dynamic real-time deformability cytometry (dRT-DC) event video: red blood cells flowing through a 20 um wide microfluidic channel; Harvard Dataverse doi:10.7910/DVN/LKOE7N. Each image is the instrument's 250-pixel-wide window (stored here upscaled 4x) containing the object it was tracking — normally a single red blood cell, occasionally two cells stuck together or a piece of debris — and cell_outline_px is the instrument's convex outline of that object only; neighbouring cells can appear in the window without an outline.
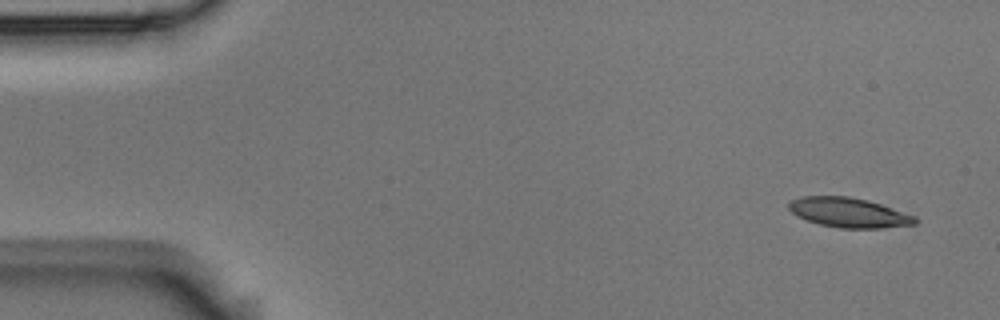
{"species": "Egyptian fruit bat (a non-hibernating species)", "species_latin": "Rousettus aegyptiacus", "temperature_condition": "room temperature", "stored_images_in_passage": 10, "camera_frame_rate_fps": 3000, "um_per_image_px": 0.085, "animal": {"sex": "male"}, "frame": {"image": 1, "passage_image": 1, "time_ms": 0.0, "image_size_px": [1000, 320], "cell_outline_px": [[916, 224], [880, 228], [840, 228], [820, 224], [796, 216], [788, 208], [788, 204], [792, 200], [800, 196], [848, 196], [880, 204], [916, 216]], "centroid_in_image_um": [72.12, 18.07], "position_along_channel_um": 12.9, "area_um2": 21.62}}
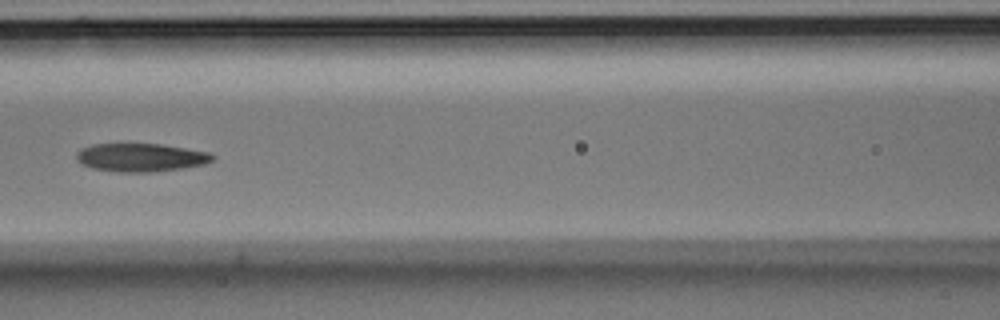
{"frame": {"image": 2, "passage_image": 6, "time_ms": 1.667, "image_size_px": [1000, 320], "cell_outline_px": [[216, 156], [212, 160], [204, 164], [184, 168], [156, 172], [120, 172], [92, 168], [76, 160], [76, 152], [80, 148], [92, 144], [160, 144], [208, 152]], "centroid_in_image_um": [11.95, 13.39], "position_along_channel_um": 154.6, "area_um2": 22.43}}
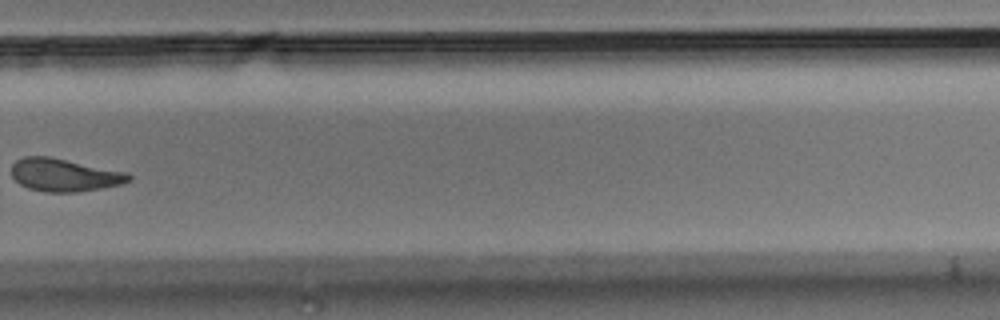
{"frame": {"image": 3, "passage_image": 10, "time_ms": 3.0, "image_size_px": [1000, 320], "cell_outline_px": [[132, 180], [120, 184], [100, 188], [76, 192], [44, 192], [28, 188], [20, 184], [12, 176], [12, 164], [16, 160], [24, 156], [48, 156], [128, 172], [132, 176]], "centroid_in_image_um": [5.47, 14.87], "position_along_channel_um": 324.3, "area_um2": 22.43}}